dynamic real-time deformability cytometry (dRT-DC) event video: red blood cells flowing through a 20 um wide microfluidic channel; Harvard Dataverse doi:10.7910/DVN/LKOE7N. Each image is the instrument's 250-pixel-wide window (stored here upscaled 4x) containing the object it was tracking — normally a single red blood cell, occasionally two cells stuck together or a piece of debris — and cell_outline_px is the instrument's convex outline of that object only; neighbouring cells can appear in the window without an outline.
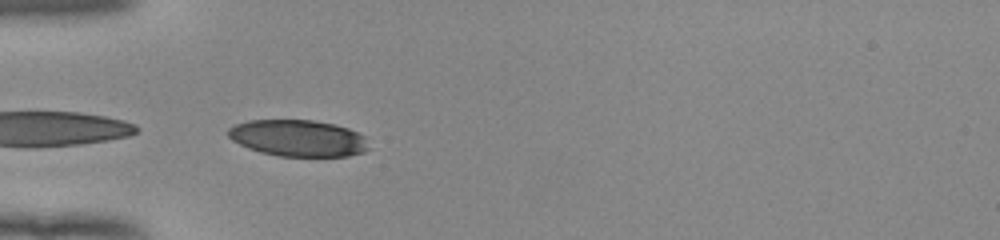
{"species": "human", "species_latin": "Homo sapiens", "temperature_condition": "room temperature", "stored_images_in_passage": 37, "camera_frame_rate_fps": 3000, "um_per_image_px": 0.085, "donor": {"sex": "female"}, "frame": {"image": 1, "passage_image": 1, "time_ms": 0.0, "image_size_px": [1000, 240], "cell_outline_px": [[368, 148], [364, 152], [348, 156], [276, 156], [260, 152], [248, 148], [232, 140], [228, 136], [228, 128], [236, 124], [248, 120], [312, 120], [336, 124], [348, 128], [364, 136]], "centroid_in_image_um": [25.32, 11.74], "position_along_channel_um": 59.7, "area_um2": 29.94}}
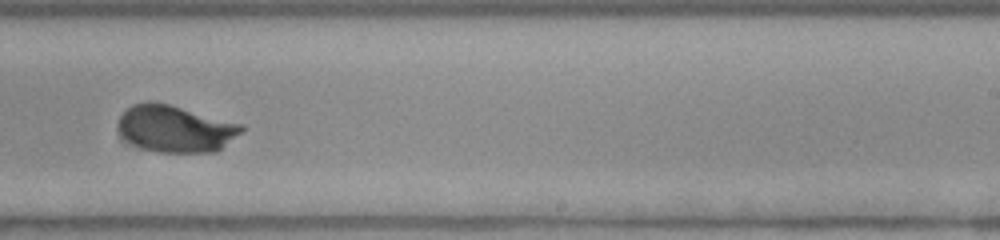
{"frame": {"image": 2, "passage_image": 18, "time_ms": 5.667, "image_size_px": [1000, 240], "cell_outline_px": [[244, 128], [240, 132], [216, 152], [156, 152], [144, 148], [128, 140], [120, 132], [120, 116], [132, 104], [148, 100], [168, 104], [244, 124]], "centroid_in_image_um": [14.93, 10.92], "position_along_channel_um": 274.1, "area_um2": 33.12}}
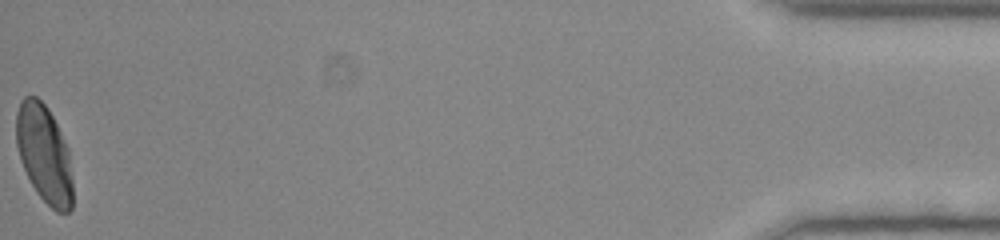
{"frame": {"image": 3, "passage_image": 37, "time_ms": 12.0, "image_size_px": [1000, 240], "cell_outline_px": [[72, 208], [68, 212], [56, 212], [36, 192], [20, 160], [16, 144], [16, 112], [20, 100], [24, 96], [36, 96], [48, 108], [68, 148], [72, 180]], "centroid_in_image_um": [3.74, 13.06], "position_along_channel_um": 431.5, "area_um2": 32.08}, "authors_computed_cell_mechanics": {"area_um2": 32.946, "velocity_mm_per_s": 3.9145, "shape_relaxation_time_tau1_ms": 2.8611, "shape_relaxation_time_tau2_ms": null, "deformation_change_tau1": 0.1432, "deformation_change_tau2": null}}